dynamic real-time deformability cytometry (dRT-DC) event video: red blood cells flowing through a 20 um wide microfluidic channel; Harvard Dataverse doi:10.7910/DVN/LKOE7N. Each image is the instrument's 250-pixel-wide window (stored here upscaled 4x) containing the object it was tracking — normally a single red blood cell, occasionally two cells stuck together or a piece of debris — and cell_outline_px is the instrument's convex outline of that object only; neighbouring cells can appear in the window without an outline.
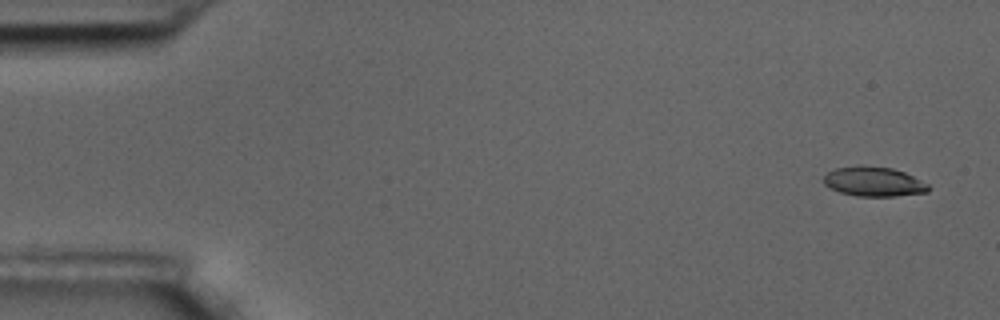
{"species": "common noctule bat (a hibernating species)", "species_latin": "Nyctalus noctula", "temperature_condition": "room temperature", "stored_images_in_passage": 4, "camera_frame_rate_fps": 3000, "um_per_image_px": 0.085, "animal": {"sex": "male", "body_mass_g": 17.5, "forearm_length_mm": 52.3}, "frame": {"image": 1, "passage_image": 1, "time_ms": 0.0, "image_size_px": [1000, 320], "cell_outline_px": [[932, 188], [928, 192], [896, 196], [856, 196], [840, 192], [824, 184], [824, 176], [828, 172], [836, 168], [860, 164], [864, 164], [892, 168], [904, 172], [928, 184]], "centroid_in_image_um": [74.28, 15.42], "position_along_channel_um": 10.7, "area_um2": 18.21}}
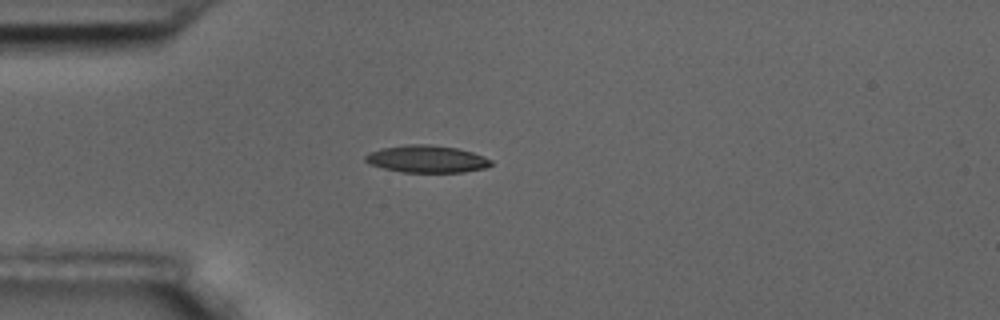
{"frame": {"image": 2, "passage_image": 4, "time_ms": 1.0, "image_size_px": [1000, 320], "cell_outline_px": [[492, 164], [484, 168], [464, 172], [404, 172], [384, 168], [372, 164], [364, 160], [364, 156], [368, 152], [384, 148], [408, 144], [428, 144], [456, 148], [472, 152], [484, 156], [492, 160]], "centroid_in_image_um": [36.29, 13.51], "position_along_channel_um": 48.7, "area_um2": 19.77}}